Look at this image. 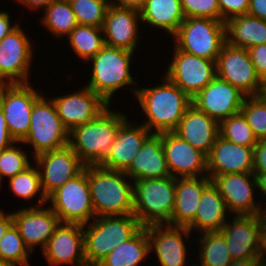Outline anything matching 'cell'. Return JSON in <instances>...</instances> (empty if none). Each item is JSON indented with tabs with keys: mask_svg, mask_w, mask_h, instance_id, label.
Masks as SVG:
<instances>
[{
	"mask_svg": "<svg viewBox=\"0 0 266 266\" xmlns=\"http://www.w3.org/2000/svg\"><path fill=\"white\" fill-rule=\"evenodd\" d=\"M21 1L24 4H27L26 6H29L32 8H40V7H47L52 1L54 0H18Z\"/></svg>",
	"mask_w": 266,
	"mask_h": 266,
	"instance_id": "cell-51",
	"label": "cell"
},
{
	"mask_svg": "<svg viewBox=\"0 0 266 266\" xmlns=\"http://www.w3.org/2000/svg\"><path fill=\"white\" fill-rule=\"evenodd\" d=\"M57 114L69 132L96 118L109 104L88 86L80 92L52 99Z\"/></svg>",
	"mask_w": 266,
	"mask_h": 266,
	"instance_id": "cell-19",
	"label": "cell"
},
{
	"mask_svg": "<svg viewBox=\"0 0 266 266\" xmlns=\"http://www.w3.org/2000/svg\"><path fill=\"white\" fill-rule=\"evenodd\" d=\"M247 14L266 20V0H250V7Z\"/></svg>",
	"mask_w": 266,
	"mask_h": 266,
	"instance_id": "cell-47",
	"label": "cell"
},
{
	"mask_svg": "<svg viewBox=\"0 0 266 266\" xmlns=\"http://www.w3.org/2000/svg\"><path fill=\"white\" fill-rule=\"evenodd\" d=\"M225 35L226 43L237 48L266 44V20L248 14L230 18L225 22Z\"/></svg>",
	"mask_w": 266,
	"mask_h": 266,
	"instance_id": "cell-30",
	"label": "cell"
},
{
	"mask_svg": "<svg viewBox=\"0 0 266 266\" xmlns=\"http://www.w3.org/2000/svg\"><path fill=\"white\" fill-rule=\"evenodd\" d=\"M266 252V220L264 222V226L261 231V250H260V260L264 261V255Z\"/></svg>",
	"mask_w": 266,
	"mask_h": 266,
	"instance_id": "cell-54",
	"label": "cell"
},
{
	"mask_svg": "<svg viewBox=\"0 0 266 266\" xmlns=\"http://www.w3.org/2000/svg\"><path fill=\"white\" fill-rule=\"evenodd\" d=\"M185 18L201 17L221 21L218 0H180Z\"/></svg>",
	"mask_w": 266,
	"mask_h": 266,
	"instance_id": "cell-42",
	"label": "cell"
},
{
	"mask_svg": "<svg viewBox=\"0 0 266 266\" xmlns=\"http://www.w3.org/2000/svg\"><path fill=\"white\" fill-rule=\"evenodd\" d=\"M146 227L150 242V249L154 248L161 266H184L186 248L182 235L190 234V230L183 226L167 224Z\"/></svg>",
	"mask_w": 266,
	"mask_h": 266,
	"instance_id": "cell-26",
	"label": "cell"
},
{
	"mask_svg": "<svg viewBox=\"0 0 266 266\" xmlns=\"http://www.w3.org/2000/svg\"><path fill=\"white\" fill-rule=\"evenodd\" d=\"M262 84H266V74L261 78Z\"/></svg>",
	"mask_w": 266,
	"mask_h": 266,
	"instance_id": "cell-57",
	"label": "cell"
},
{
	"mask_svg": "<svg viewBox=\"0 0 266 266\" xmlns=\"http://www.w3.org/2000/svg\"><path fill=\"white\" fill-rule=\"evenodd\" d=\"M138 17L141 19L137 10L109 5L102 26L103 33L107 37L104 38L105 44L134 52L137 47Z\"/></svg>",
	"mask_w": 266,
	"mask_h": 266,
	"instance_id": "cell-25",
	"label": "cell"
},
{
	"mask_svg": "<svg viewBox=\"0 0 266 266\" xmlns=\"http://www.w3.org/2000/svg\"><path fill=\"white\" fill-rule=\"evenodd\" d=\"M176 48L182 52L217 61L226 43L225 22L211 18H185L178 31Z\"/></svg>",
	"mask_w": 266,
	"mask_h": 266,
	"instance_id": "cell-7",
	"label": "cell"
},
{
	"mask_svg": "<svg viewBox=\"0 0 266 266\" xmlns=\"http://www.w3.org/2000/svg\"><path fill=\"white\" fill-rule=\"evenodd\" d=\"M211 182L207 176L175 178L176 196L171 225L187 227L194 220L202 193Z\"/></svg>",
	"mask_w": 266,
	"mask_h": 266,
	"instance_id": "cell-28",
	"label": "cell"
},
{
	"mask_svg": "<svg viewBox=\"0 0 266 266\" xmlns=\"http://www.w3.org/2000/svg\"><path fill=\"white\" fill-rule=\"evenodd\" d=\"M247 50L257 74L262 78L266 74V44L249 47Z\"/></svg>",
	"mask_w": 266,
	"mask_h": 266,
	"instance_id": "cell-44",
	"label": "cell"
},
{
	"mask_svg": "<svg viewBox=\"0 0 266 266\" xmlns=\"http://www.w3.org/2000/svg\"><path fill=\"white\" fill-rule=\"evenodd\" d=\"M150 251L148 233L146 228L141 227L129 240L116 246L96 266H138Z\"/></svg>",
	"mask_w": 266,
	"mask_h": 266,
	"instance_id": "cell-32",
	"label": "cell"
},
{
	"mask_svg": "<svg viewBox=\"0 0 266 266\" xmlns=\"http://www.w3.org/2000/svg\"><path fill=\"white\" fill-rule=\"evenodd\" d=\"M221 11V21L226 22L230 18L246 15L249 11L250 0H218Z\"/></svg>",
	"mask_w": 266,
	"mask_h": 266,
	"instance_id": "cell-43",
	"label": "cell"
},
{
	"mask_svg": "<svg viewBox=\"0 0 266 266\" xmlns=\"http://www.w3.org/2000/svg\"><path fill=\"white\" fill-rule=\"evenodd\" d=\"M39 172L29 166L13 178H10L9 185L14 194L29 200L42 190Z\"/></svg>",
	"mask_w": 266,
	"mask_h": 266,
	"instance_id": "cell-40",
	"label": "cell"
},
{
	"mask_svg": "<svg viewBox=\"0 0 266 266\" xmlns=\"http://www.w3.org/2000/svg\"><path fill=\"white\" fill-rule=\"evenodd\" d=\"M12 218L14 226L30 252L33 250L32 247L38 244H41L44 249L56 227L61 223L51 207L22 209L12 213Z\"/></svg>",
	"mask_w": 266,
	"mask_h": 266,
	"instance_id": "cell-21",
	"label": "cell"
},
{
	"mask_svg": "<svg viewBox=\"0 0 266 266\" xmlns=\"http://www.w3.org/2000/svg\"><path fill=\"white\" fill-rule=\"evenodd\" d=\"M126 117L120 113L103 110L96 118L75 126L69 134V146L85 166L100 165L109 154L120 125Z\"/></svg>",
	"mask_w": 266,
	"mask_h": 266,
	"instance_id": "cell-3",
	"label": "cell"
},
{
	"mask_svg": "<svg viewBox=\"0 0 266 266\" xmlns=\"http://www.w3.org/2000/svg\"><path fill=\"white\" fill-rule=\"evenodd\" d=\"M253 149L234 144L219 135L207 156L209 175L253 173Z\"/></svg>",
	"mask_w": 266,
	"mask_h": 266,
	"instance_id": "cell-22",
	"label": "cell"
},
{
	"mask_svg": "<svg viewBox=\"0 0 266 266\" xmlns=\"http://www.w3.org/2000/svg\"><path fill=\"white\" fill-rule=\"evenodd\" d=\"M43 24L55 35H69L78 25L68 0H54L45 8Z\"/></svg>",
	"mask_w": 266,
	"mask_h": 266,
	"instance_id": "cell-35",
	"label": "cell"
},
{
	"mask_svg": "<svg viewBox=\"0 0 266 266\" xmlns=\"http://www.w3.org/2000/svg\"><path fill=\"white\" fill-rule=\"evenodd\" d=\"M217 77L236 87L246 96L262 94L261 77L251 62L247 49L225 43L216 61Z\"/></svg>",
	"mask_w": 266,
	"mask_h": 266,
	"instance_id": "cell-10",
	"label": "cell"
},
{
	"mask_svg": "<svg viewBox=\"0 0 266 266\" xmlns=\"http://www.w3.org/2000/svg\"><path fill=\"white\" fill-rule=\"evenodd\" d=\"M261 95L266 99V84H262V94Z\"/></svg>",
	"mask_w": 266,
	"mask_h": 266,
	"instance_id": "cell-55",
	"label": "cell"
},
{
	"mask_svg": "<svg viewBox=\"0 0 266 266\" xmlns=\"http://www.w3.org/2000/svg\"><path fill=\"white\" fill-rule=\"evenodd\" d=\"M27 157L25 151L15 148L14 145L2 150L0 152V182L2 176L13 178L27 169L30 166Z\"/></svg>",
	"mask_w": 266,
	"mask_h": 266,
	"instance_id": "cell-41",
	"label": "cell"
},
{
	"mask_svg": "<svg viewBox=\"0 0 266 266\" xmlns=\"http://www.w3.org/2000/svg\"><path fill=\"white\" fill-rule=\"evenodd\" d=\"M256 266H266V259L265 261H259Z\"/></svg>",
	"mask_w": 266,
	"mask_h": 266,
	"instance_id": "cell-56",
	"label": "cell"
},
{
	"mask_svg": "<svg viewBox=\"0 0 266 266\" xmlns=\"http://www.w3.org/2000/svg\"><path fill=\"white\" fill-rule=\"evenodd\" d=\"M253 181H249V177ZM212 183L217 187L219 194L225 200L227 209L237 215L265 214L260 206L254 204L253 187L256 179L253 173H233L225 175H209Z\"/></svg>",
	"mask_w": 266,
	"mask_h": 266,
	"instance_id": "cell-17",
	"label": "cell"
},
{
	"mask_svg": "<svg viewBox=\"0 0 266 266\" xmlns=\"http://www.w3.org/2000/svg\"><path fill=\"white\" fill-rule=\"evenodd\" d=\"M227 206L217 187L211 182L203 191L194 220L187 226L205 232L220 231L225 221Z\"/></svg>",
	"mask_w": 266,
	"mask_h": 266,
	"instance_id": "cell-29",
	"label": "cell"
},
{
	"mask_svg": "<svg viewBox=\"0 0 266 266\" xmlns=\"http://www.w3.org/2000/svg\"><path fill=\"white\" fill-rule=\"evenodd\" d=\"M69 130L63 125L52 99L49 103L41 96L32 108L30 128L21 141L32 144L35 156L69 145Z\"/></svg>",
	"mask_w": 266,
	"mask_h": 266,
	"instance_id": "cell-8",
	"label": "cell"
},
{
	"mask_svg": "<svg viewBox=\"0 0 266 266\" xmlns=\"http://www.w3.org/2000/svg\"><path fill=\"white\" fill-rule=\"evenodd\" d=\"M118 3H109V5L118 7V8H126V9H134L137 11H141L145 5L146 0H117Z\"/></svg>",
	"mask_w": 266,
	"mask_h": 266,
	"instance_id": "cell-48",
	"label": "cell"
},
{
	"mask_svg": "<svg viewBox=\"0 0 266 266\" xmlns=\"http://www.w3.org/2000/svg\"><path fill=\"white\" fill-rule=\"evenodd\" d=\"M47 199L52 201L51 209L61 223L86 225L95 216L86 166L77 176L52 192Z\"/></svg>",
	"mask_w": 266,
	"mask_h": 266,
	"instance_id": "cell-9",
	"label": "cell"
},
{
	"mask_svg": "<svg viewBox=\"0 0 266 266\" xmlns=\"http://www.w3.org/2000/svg\"><path fill=\"white\" fill-rule=\"evenodd\" d=\"M173 133L208 156L220 135L219 123L191 105Z\"/></svg>",
	"mask_w": 266,
	"mask_h": 266,
	"instance_id": "cell-24",
	"label": "cell"
},
{
	"mask_svg": "<svg viewBox=\"0 0 266 266\" xmlns=\"http://www.w3.org/2000/svg\"><path fill=\"white\" fill-rule=\"evenodd\" d=\"M80 25L102 27L109 2L107 0H68ZM108 2V3H107Z\"/></svg>",
	"mask_w": 266,
	"mask_h": 266,
	"instance_id": "cell-38",
	"label": "cell"
},
{
	"mask_svg": "<svg viewBox=\"0 0 266 266\" xmlns=\"http://www.w3.org/2000/svg\"><path fill=\"white\" fill-rule=\"evenodd\" d=\"M0 266H11V265H9L8 263L3 262V261L0 260Z\"/></svg>",
	"mask_w": 266,
	"mask_h": 266,
	"instance_id": "cell-58",
	"label": "cell"
},
{
	"mask_svg": "<svg viewBox=\"0 0 266 266\" xmlns=\"http://www.w3.org/2000/svg\"><path fill=\"white\" fill-rule=\"evenodd\" d=\"M41 96L28 83L0 84V108L16 143L27 136L32 108Z\"/></svg>",
	"mask_w": 266,
	"mask_h": 266,
	"instance_id": "cell-11",
	"label": "cell"
},
{
	"mask_svg": "<svg viewBox=\"0 0 266 266\" xmlns=\"http://www.w3.org/2000/svg\"><path fill=\"white\" fill-rule=\"evenodd\" d=\"M219 133L222 138L246 147L254 148L258 142L242 112L222 120L219 123Z\"/></svg>",
	"mask_w": 266,
	"mask_h": 266,
	"instance_id": "cell-36",
	"label": "cell"
},
{
	"mask_svg": "<svg viewBox=\"0 0 266 266\" xmlns=\"http://www.w3.org/2000/svg\"><path fill=\"white\" fill-rule=\"evenodd\" d=\"M18 25L11 27L9 15L6 12H0V41L6 35L11 33Z\"/></svg>",
	"mask_w": 266,
	"mask_h": 266,
	"instance_id": "cell-49",
	"label": "cell"
},
{
	"mask_svg": "<svg viewBox=\"0 0 266 266\" xmlns=\"http://www.w3.org/2000/svg\"><path fill=\"white\" fill-rule=\"evenodd\" d=\"M245 99L241 112L246 117L257 140L266 139V99L260 96H250Z\"/></svg>",
	"mask_w": 266,
	"mask_h": 266,
	"instance_id": "cell-39",
	"label": "cell"
},
{
	"mask_svg": "<svg viewBox=\"0 0 266 266\" xmlns=\"http://www.w3.org/2000/svg\"><path fill=\"white\" fill-rule=\"evenodd\" d=\"M135 127L129 125L127 119L120 125L109 154L100 164L101 167L124 172L129 168L143 143L151 135L144 125Z\"/></svg>",
	"mask_w": 266,
	"mask_h": 266,
	"instance_id": "cell-23",
	"label": "cell"
},
{
	"mask_svg": "<svg viewBox=\"0 0 266 266\" xmlns=\"http://www.w3.org/2000/svg\"><path fill=\"white\" fill-rule=\"evenodd\" d=\"M140 16L141 21L166 29L172 36L185 19L180 0H146Z\"/></svg>",
	"mask_w": 266,
	"mask_h": 266,
	"instance_id": "cell-31",
	"label": "cell"
},
{
	"mask_svg": "<svg viewBox=\"0 0 266 266\" xmlns=\"http://www.w3.org/2000/svg\"><path fill=\"white\" fill-rule=\"evenodd\" d=\"M101 32L102 27L78 24L68 35L72 49L80 58L89 60L105 45Z\"/></svg>",
	"mask_w": 266,
	"mask_h": 266,
	"instance_id": "cell-33",
	"label": "cell"
},
{
	"mask_svg": "<svg viewBox=\"0 0 266 266\" xmlns=\"http://www.w3.org/2000/svg\"><path fill=\"white\" fill-rule=\"evenodd\" d=\"M199 242L201 266H228L233 261L221 231L205 232Z\"/></svg>",
	"mask_w": 266,
	"mask_h": 266,
	"instance_id": "cell-34",
	"label": "cell"
},
{
	"mask_svg": "<svg viewBox=\"0 0 266 266\" xmlns=\"http://www.w3.org/2000/svg\"><path fill=\"white\" fill-rule=\"evenodd\" d=\"M246 95L217 76L193 98L192 105L220 123L241 112Z\"/></svg>",
	"mask_w": 266,
	"mask_h": 266,
	"instance_id": "cell-15",
	"label": "cell"
},
{
	"mask_svg": "<svg viewBox=\"0 0 266 266\" xmlns=\"http://www.w3.org/2000/svg\"><path fill=\"white\" fill-rule=\"evenodd\" d=\"M164 79L166 82L154 88L133 89L148 116V122L143 125L149 131L154 127L156 134L173 132L192 105L191 98L185 92L167 77Z\"/></svg>",
	"mask_w": 266,
	"mask_h": 266,
	"instance_id": "cell-1",
	"label": "cell"
},
{
	"mask_svg": "<svg viewBox=\"0 0 266 266\" xmlns=\"http://www.w3.org/2000/svg\"><path fill=\"white\" fill-rule=\"evenodd\" d=\"M86 172L95 216L133 214V185L124 180V171L91 165L86 166Z\"/></svg>",
	"mask_w": 266,
	"mask_h": 266,
	"instance_id": "cell-2",
	"label": "cell"
},
{
	"mask_svg": "<svg viewBox=\"0 0 266 266\" xmlns=\"http://www.w3.org/2000/svg\"><path fill=\"white\" fill-rule=\"evenodd\" d=\"M172 63L166 77L193 98L216 76V62L182 52L175 47Z\"/></svg>",
	"mask_w": 266,
	"mask_h": 266,
	"instance_id": "cell-12",
	"label": "cell"
},
{
	"mask_svg": "<svg viewBox=\"0 0 266 266\" xmlns=\"http://www.w3.org/2000/svg\"><path fill=\"white\" fill-rule=\"evenodd\" d=\"M256 186L263 192V195H266V172L256 173ZM266 212V208L264 209Z\"/></svg>",
	"mask_w": 266,
	"mask_h": 266,
	"instance_id": "cell-52",
	"label": "cell"
},
{
	"mask_svg": "<svg viewBox=\"0 0 266 266\" xmlns=\"http://www.w3.org/2000/svg\"><path fill=\"white\" fill-rule=\"evenodd\" d=\"M266 172V139L259 140L253 149V174Z\"/></svg>",
	"mask_w": 266,
	"mask_h": 266,
	"instance_id": "cell-45",
	"label": "cell"
},
{
	"mask_svg": "<svg viewBox=\"0 0 266 266\" xmlns=\"http://www.w3.org/2000/svg\"><path fill=\"white\" fill-rule=\"evenodd\" d=\"M17 228L12 224L0 240V260L11 266H29L28 251Z\"/></svg>",
	"mask_w": 266,
	"mask_h": 266,
	"instance_id": "cell-37",
	"label": "cell"
},
{
	"mask_svg": "<svg viewBox=\"0 0 266 266\" xmlns=\"http://www.w3.org/2000/svg\"><path fill=\"white\" fill-rule=\"evenodd\" d=\"M266 220L262 215H236L233 224L220 230L233 260L260 259L261 231Z\"/></svg>",
	"mask_w": 266,
	"mask_h": 266,
	"instance_id": "cell-14",
	"label": "cell"
},
{
	"mask_svg": "<svg viewBox=\"0 0 266 266\" xmlns=\"http://www.w3.org/2000/svg\"><path fill=\"white\" fill-rule=\"evenodd\" d=\"M34 157L37 168L40 166L44 169V173L39 172L42 187L38 202L40 206L48 200L47 197L52 192L77 176L85 167L69 145Z\"/></svg>",
	"mask_w": 266,
	"mask_h": 266,
	"instance_id": "cell-13",
	"label": "cell"
},
{
	"mask_svg": "<svg viewBox=\"0 0 266 266\" xmlns=\"http://www.w3.org/2000/svg\"><path fill=\"white\" fill-rule=\"evenodd\" d=\"M84 227L81 224L59 223L43 249L51 265L76 262L75 266H87L84 257Z\"/></svg>",
	"mask_w": 266,
	"mask_h": 266,
	"instance_id": "cell-18",
	"label": "cell"
},
{
	"mask_svg": "<svg viewBox=\"0 0 266 266\" xmlns=\"http://www.w3.org/2000/svg\"><path fill=\"white\" fill-rule=\"evenodd\" d=\"M162 147L172 177L177 178L178 174L182 178L197 177L207 171V156L175 133H162Z\"/></svg>",
	"mask_w": 266,
	"mask_h": 266,
	"instance_id": "cell-20",
	"label": "cell"
},
{
	"mask_svg": "<svg viewBox=\"0 0 266 266\" xmlns=\"http://www.w3.org/2000/svg\"><path fill=\"white\" fill-rule=\"evenodd\" d=\"M12 224V213L7 215L0 210V240Z\"/></svg>",
	"mask_w": 266,
	"mask_h": 266,
	"instance_id": "cell-50",
	"label": "cell"
},
{
	"mask_svg": "<svg viewBox=\"0 0 266 266\" xmlns=\"http://www.w3.org/2000/svg\"><path fill=\"white\" fill-rule=\"evenodd\" d=\"M175 177L138 180L133 185V215L141 227L171 224L175 206Z\"/></svg>",
	"mask_w": 266,
	"mask_h": 266,
	"instance_id": "cell-4",
	"label": "cell"
},
{
	"mask_svg": "<svg viewBox=\"0 0 266 266\" xmlns=\"http://www.w3.org/2000/svg\"><path fill=\"white\" fill-rule=\"evenodd\" d=\"M140 228L141 225L133 214L118 217L97 216L84 231V257L87 266H96L116 246L129 240Z\"/></svg>",
	"mask_w": 266,
	"mask_h": 266,
	"instance_id": "cell-5",
	"label": "cell"
},
{
	"mask_svg": "<svg viewBox=\"0 0 266 266\" xmlns=\"http://www.w3.org/2000/svg\"><path fill=\"white\" fill-rule=\"evenodd\" d=\"M125 174L134 181L171 176L162 147V133H151Z\"/></svg>",
	"mask_w": 266,
	"mask_h": 266,
	"instance_id": "cell-27",
	"label": "cell"
},
{
	"mask_svg": "<svg viewBox=\"0 0 266 266\" xmlns=\"http://www.w3.org/2000/svg\"><path fill=\"white\" fill-rule=\"evenodd\" d=\"M130 50L104 45L92 58L91 81L87 85L94 93L101 96L108 104L115 91L134 83L130 74Z\"/></svg>",
	"mask_w": 266,
	"mask_h": 266,
	"instance_id": "cell-6",
	"label": "cell"
},
{
	"mask_svg": "<svg viewBox=\"0 0 266 266\" xmlns=\"http://www.w3.org/2000/svg\"><path fill=\"white\" fill-rule=\"evenodd\" d=\"M260 259L233 260L228 266H256Z\"/></svg>",
	"mask_w": 266,
	"mask_h": 266,
	"instance_id": "cell-53",
	"label": "cell"
},
{
	"mask_svg": "<svg viewBox=\"0 0 266 266\" xmlns=\"http://www.w3.org/2000/svg\"><path fill=\"white\" fill-rule=\"evenodd\" d=\"M15 142L16 141L13 139L8 130L4 114L2 112V109L0 108V152L8 148L12 145V143L14 144Z\"/></svg>",
	"mask_w": 266,
	"mask_h": 266,
	"instance_id": "cell-46",
	"label": "cell"
},
{
	"mask_svg": "<svg viewBox=\"0 0 266 266\" xmlns=\"http://www.w3.org/2000/svg\"><path fill=\"white\" fill-rule=\"evenodd\" d=\"M31 57V44L17 26L0 41V84L28 83L26 78ZM7 79L10 80L7 82Z\"/></svg>",
	"mask_w": 266,
	"mask_h": 266,
	"instance_id": "cell-16",
	"label": "cell"
}]
</instances>
